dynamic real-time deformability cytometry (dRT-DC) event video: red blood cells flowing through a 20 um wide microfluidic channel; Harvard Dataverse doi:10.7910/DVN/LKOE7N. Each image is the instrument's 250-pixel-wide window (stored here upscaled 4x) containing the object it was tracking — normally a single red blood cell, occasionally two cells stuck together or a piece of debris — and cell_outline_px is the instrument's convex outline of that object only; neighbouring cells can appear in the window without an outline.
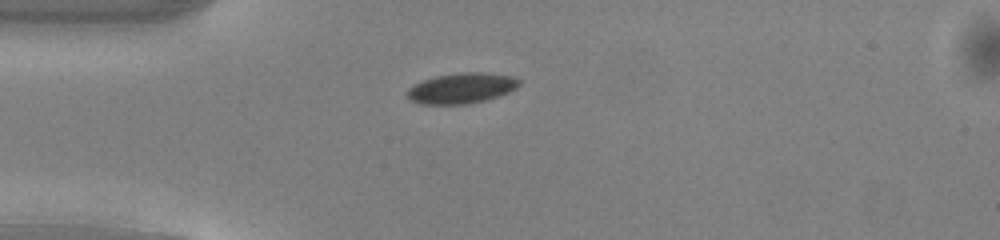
{"species": "common noctule bat (a hibernating species)", "species_latin": "Nyctalus noctula", "temperature_condition": "warm", "stored_images_in_passage": 31, "camera_frame_rate_fps": 3000, "um_per_image_px": 0.085, "animal": {"sex": "male", "body_mass_g": 13.0, "forearm_length_mm": 53.1}, "frame": {"image": 1, "passage_image": 1, "time_ms": 0.0, "image_size_px": [1000, 240], "cell_outline_px": [[520, 84], [516, 88], [508, 92], [484, 100], [468, 104], [420, 104], [412, 100], [404, 92], [412, 84], [436, 76], [460, 72], [484, 72], [512, 76], [520, 80]], "centroid_in_image_um": [39.2, 7.49], "position_along_channel_um": 45.8, "area_um2": 19.88}}
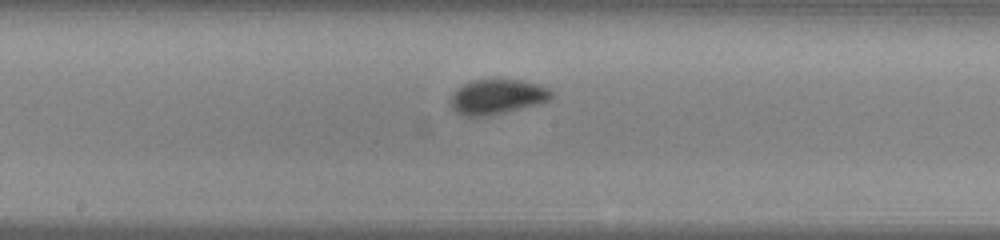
{"frame": {"image": 2, "passage_image": 14, "time_ms": 4.333, "image_size_px": [1000, 240], "cell_outline_px": [[552, 96], [548, 100], [540, 104], [488, 116], [464, 116], [456, 112], [448, 104], [448, 100], [452, 92], [456, 88], [468, 80], [520, 80], [540, 84], [548, 88], [552, 92]], "centroid_in_image_um": [42.2, 8.22], "position_along_channel_um": 206.0, "area_um2": 20.87}}
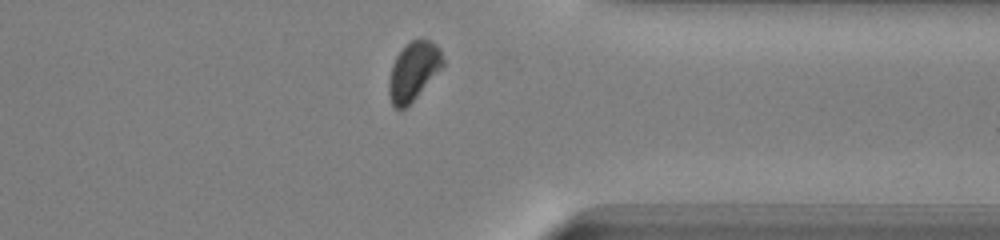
{"frame": {"image": 3, "passage_image": 27, "time_ms": 8.667, "image_size_px": [1000, 240], "cell_outline_px": [[444, 64], [416, 96], [400, 112], [392, 104], [388, 92], [388, 80], [392, 64], [396, 56], [412, 40], [432, 40], [440, 48], [444, 60]], "centroid_in_image_um": [35.12, 6.05], "position_along_channel_um": 376.3, "area_um2": 18.03}, "authors_computed_cell_mechanics": {"area_um2": 19.8832, "velocity_mm_per_s": 4.0772, "shape_relaxation_time_tau1_ms": 1.6239, "shape_relaxation_time_tau2_ms": null, "deformation_change_tau1": 0.0957, "deformation_change_tau2": null}}